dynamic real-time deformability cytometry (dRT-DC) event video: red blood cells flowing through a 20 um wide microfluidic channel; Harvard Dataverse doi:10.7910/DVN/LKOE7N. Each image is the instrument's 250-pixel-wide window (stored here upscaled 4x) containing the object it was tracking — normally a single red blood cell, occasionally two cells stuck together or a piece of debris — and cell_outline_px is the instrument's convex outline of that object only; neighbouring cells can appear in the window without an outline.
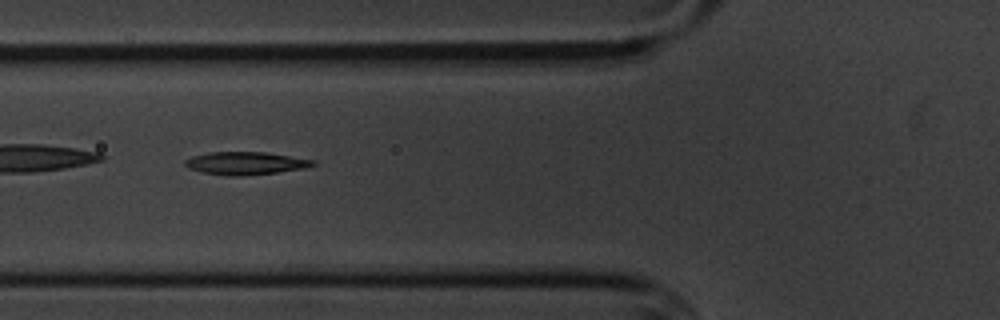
{"species": "common noctule bat (a hibernating species)", "species_latin": "Nyctalus noctula", "temperature_condition": "cold", "stored_images_in_passage": 4, "camera_frame_rate_fps": 3000, "um_per_image_px": 0.085, "animal": {"sex": "male", "body_mass_g": 20.1, "forearm_length_mm": 53.5}, "frame": {"image": 1, "passage_image": 3, "time_ms": 2.667, "image_size_px": [1000, 320], "cell_outline_px": [[316, 164], [304, 168], [276, 172], [240, 176], [228, 176], [204, 172], [188, 168], [184, 164], [184, 160], [192, 156], [208, 152], [268, 152], [316, 160]], "centroid_in_image_um": [20.87, 13.86], "position_along_channel_um": 104.9, "area_um2": 16.99}}